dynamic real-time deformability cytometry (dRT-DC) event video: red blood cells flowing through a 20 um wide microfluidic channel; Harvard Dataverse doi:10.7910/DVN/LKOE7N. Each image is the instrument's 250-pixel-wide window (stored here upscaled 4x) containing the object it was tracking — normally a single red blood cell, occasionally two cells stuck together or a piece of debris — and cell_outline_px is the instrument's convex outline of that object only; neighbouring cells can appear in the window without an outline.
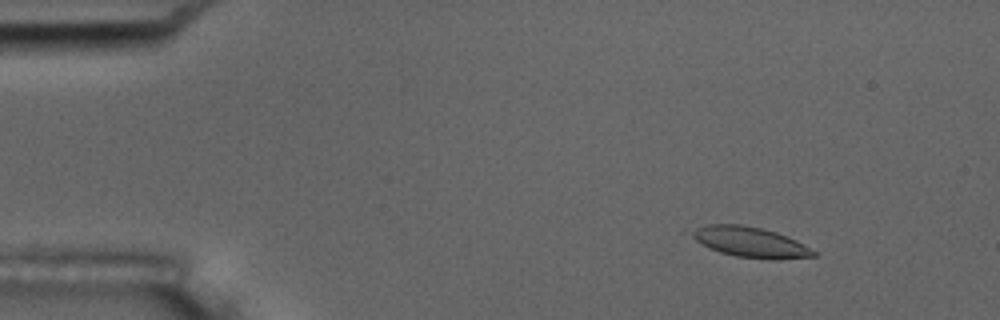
{"species": "common noctule bat (a hibernating species)", "species_latin": "Nyctalus noctula", "temperature_condition": "room temperature", "stored_images_in_passage": 7, "camera_frame_rate_fps": 3000, "um_per_image_px": 0.085, "animal": {"sex": "male", "body_mass_g": 17.5, "forearm_length_mm": 52.3}, "frame": {"image": 1, "passage_image": 2, "time_ms": 0.333, "image_size_px": [1000, 320], "cell_outline_px": [[820, 252], [816, 256], [776, 260], [772, 260], [736, 256], [720, 252], [696, 240], [684, 232], [684, 228], [708, 224], [740, 224], [760, 228], [776, 232], [796, 240]], "centroid_in_image_um": [63.72, 20.56], "position_along_channel_um": 21.3, "area_um2": 22.02}}
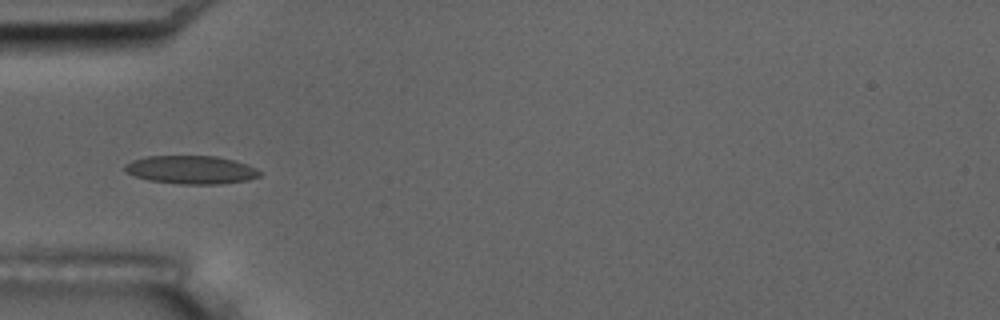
{"frame": {"image": 2, "passage_image": 5, "time_ms": 1.333, "image_size_px": [1000, 320], "cell_outline_px": [[260, 176], [248, 180], [220, 184], [180, 184], [148, 180], [124, 172], [124, 164], [132, 160], [148, 156], [216, 156], [232, 160], [256, 168], [260, 172]], "centroid_in_image_um": [16.2, 14.43], "position_along_channel_um": 68.8, "area_um2": 22.14}}